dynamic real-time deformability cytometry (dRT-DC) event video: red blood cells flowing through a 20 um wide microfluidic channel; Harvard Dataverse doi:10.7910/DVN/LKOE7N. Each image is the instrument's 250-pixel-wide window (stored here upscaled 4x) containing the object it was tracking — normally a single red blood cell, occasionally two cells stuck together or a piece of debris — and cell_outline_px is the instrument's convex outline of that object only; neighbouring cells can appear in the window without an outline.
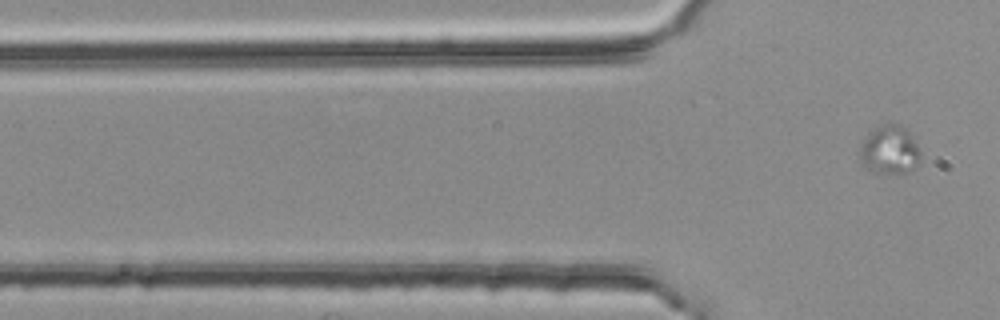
{"species": "common noctule bat (a hibernating species)", "species_latin": "Nyctalus noctula", "temperature_condition": "room temperature", "stored_images_in_passage": 5, "segment_of_instrument_passage": [2, 2], "camera_frame_rate_fps": 3000, "um_per_image_px": 0.085, "animal": {"sex": "female", "body_mass_g": 25.1}, "frame": {"image": 1, "passage_image": 5, "time_ms": 1.333, "image_size_px": [1000, 320], "cell_outline_px": [[920, 164], [896, 176], [888, 176], [872, 172], [860, 160], [860, 148], [864, 136], [868, 132], [880, 124], [900, 124], [912, 136], [920, 152]], "centroid_in_image_um": [75.6, 12.78], "position_along_channel_um": 50.2, "area_um2": 17.57}}